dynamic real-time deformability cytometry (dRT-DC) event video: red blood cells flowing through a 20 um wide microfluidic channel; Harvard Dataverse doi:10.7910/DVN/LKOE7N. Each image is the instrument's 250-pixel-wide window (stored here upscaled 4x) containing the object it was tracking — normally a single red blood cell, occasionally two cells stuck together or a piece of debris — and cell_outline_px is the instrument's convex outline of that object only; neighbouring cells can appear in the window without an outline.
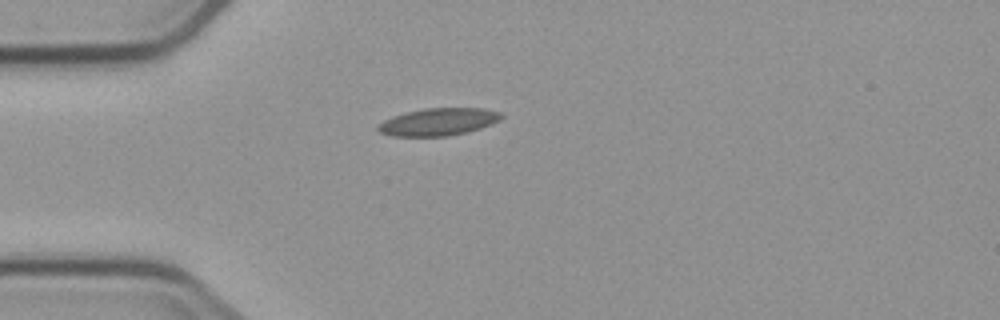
{"species": "common noctule bat (a hibernating species)", "species_latin": "Nyctalus noctula", "temperature_condition": "cold", "stored_images_in_passage": 3, "camera_frame_rate_fps": 3000, "um_per_image_px": 0.085, "animal": {"sex": "male", "body_mass_g": 23.1, "forearm_length_mm": 52.7}, "frame": {"image": 1, "passage_image": 3, "time_ms": 6.0, "image_size_px": [1000, 320], "cell_outline_px": [[504, 116], [500, 120], [492, 124], [480, 128], [448, 136], [392, 136], [380, 132], [376, 128], [384, 120], [392, 116], [424, 108], [484, 108], [500, 112]], "centroid_in_image_um": [37.28, 10.35], "position_along_channel_um": 47.7, "area_um2": 19.59}}